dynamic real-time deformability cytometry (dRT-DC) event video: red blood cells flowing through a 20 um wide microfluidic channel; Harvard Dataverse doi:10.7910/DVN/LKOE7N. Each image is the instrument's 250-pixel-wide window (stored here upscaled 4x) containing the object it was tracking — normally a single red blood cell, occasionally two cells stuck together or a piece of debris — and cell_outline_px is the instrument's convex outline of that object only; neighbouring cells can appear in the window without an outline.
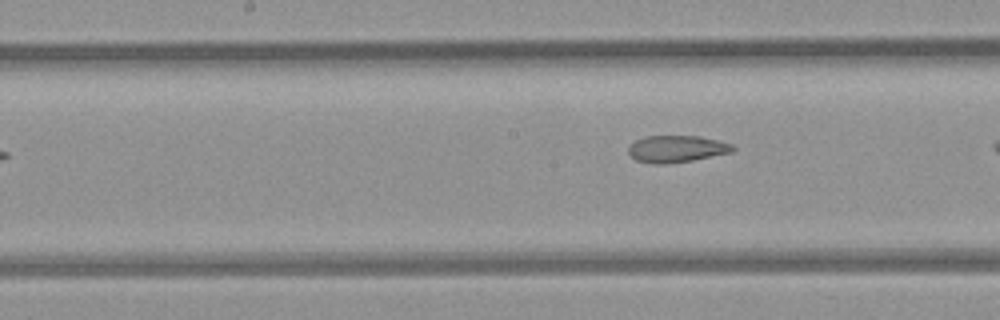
{"species": "common noctule bat (a hibernating species)", "species_latin": "Nyctalus noctula", "temperature_condition": "room temperature", "stored_images_in_passage": 10, "camera_frame_rate_fps": 3000, "um_per_image_px": 0.085, "animal": {"sex": "female", "body_mass_g": 21.9}, "frame": {"image": 1, "passage_image": 10, "time_ms": 3.0, "image_size_px": [1000, 320], "cell_outline_px": [[736, 148], [732, 152], [692, 160], [664, 164], [656, 164], [636, 160], [628, 152], [628, 148], [636, 140], [648, 136], [700, 136], [732, 144]], "centroid_in_image_um": [57.53, 12.65], "position_along_channel_um": 190.7, "area_um2": 16.13}}